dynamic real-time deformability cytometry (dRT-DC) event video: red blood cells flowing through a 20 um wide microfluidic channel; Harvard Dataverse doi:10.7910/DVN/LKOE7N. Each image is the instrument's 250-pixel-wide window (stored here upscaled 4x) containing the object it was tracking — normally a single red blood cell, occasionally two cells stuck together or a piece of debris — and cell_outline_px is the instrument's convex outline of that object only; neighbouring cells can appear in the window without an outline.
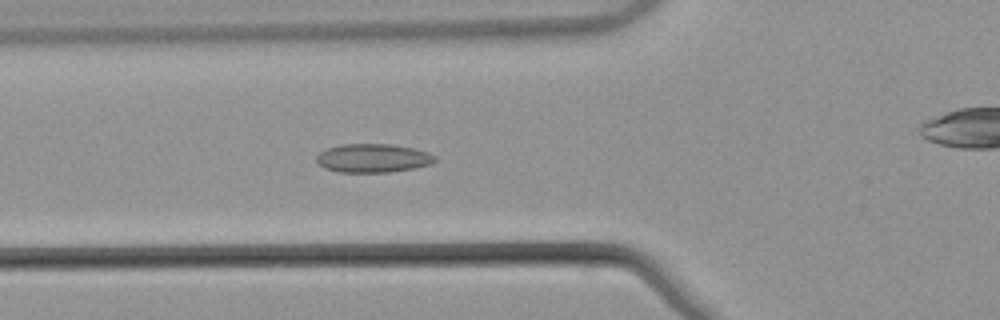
{"species": "common noctule bat (a hibernating species)", "species_latin": "Nyctalus noctula", "temperature_condition": "warm", "stored_images_in_passage": 48, "camera_frame_rate_fps": 3000, "um_per_image_px": 0.085, "animal": {"sex": "male", "body_mass_g": 21.5, "forearm_length_mm": 52.0}, "frame": {"image": 1, "passage_image": 14, "time_ms": 4.333, "image_size_px": [1000, 320], "cell_outline_px": [[436, 160], [432, 164], [416, 168], [392, 172], [340, 172], [324, 168], [316, 160], [316, 156], [320, 152], [328, 148], [340, 144], [388, 144], [412, 148], [428, 152], [436, 156]], "centroid_in_image_um": [31.72, 13.45], "position_along_channel_um": 94.1, "area_um2": 19.83}}
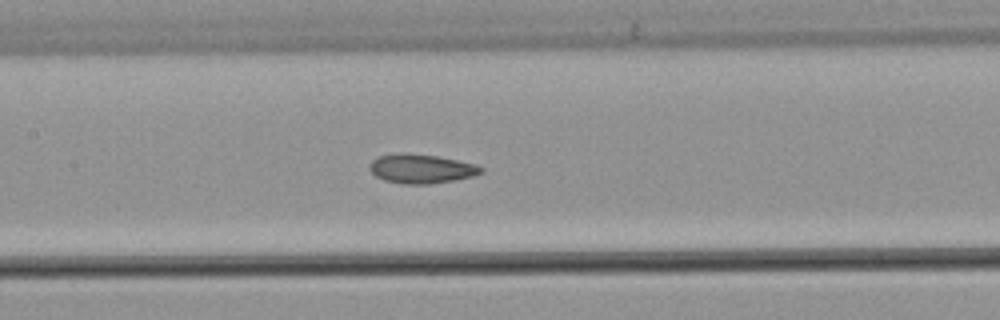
{"frame": {"image": 2, "passage_image": 20, "time_ms": 6.333, "image_size_px": [1000, 320], "cell_outline_px": [[484, 172], [472, 176], [456, 180], [428, 184], [404, 184], [384, 180], [376, 176], [368, 168], [372, 160], [380, 156], [404, 152], [436, 156], [476, 164], [484, 168]], "centroid_in_image_um": [35.82, 14.34], "position_along_channel_um": 171.6, "area_um2": 18.9}}
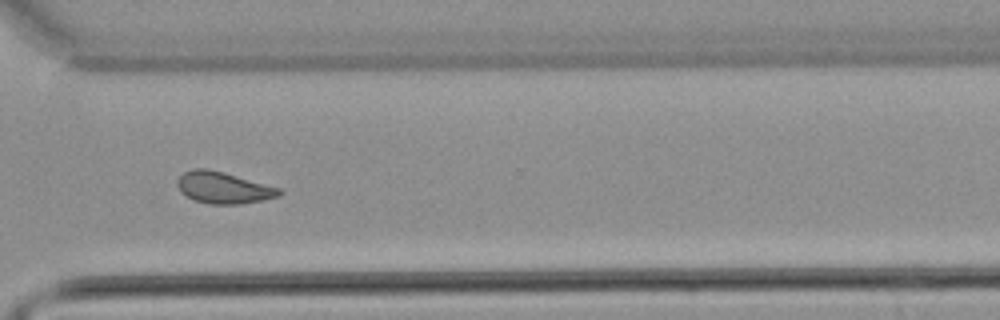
{"frame": {"image": 3, "passage_image": 34, "time_ms": 11.0, "image_size_px": [1000, 320], "cell_outline_px": [[284, 192], [280, 196], [264, 200], [240, 204], [208, 204], [192, 200], [180, 192], [176, 184], [176, 180], [184, 172], [192, 168], [204, 168], [224, 172], [280, 188]], "centroid_in_image_um": [18.97, 15.96], "position_along_channel_um": 351.6, "area_um2": 19.02}, "authors_computed_cell_mechanics": {"area_um2": 18.5827, "velocity_mm_per_s": 3.8608, "shape_relaxation_time_tau1_ms": 6.9222, "shape_relaxation_time_tau2_ms": 3.1137, "deformation_change_tau1": 0.1366, "deformation_change_tau2": 0.0964}}